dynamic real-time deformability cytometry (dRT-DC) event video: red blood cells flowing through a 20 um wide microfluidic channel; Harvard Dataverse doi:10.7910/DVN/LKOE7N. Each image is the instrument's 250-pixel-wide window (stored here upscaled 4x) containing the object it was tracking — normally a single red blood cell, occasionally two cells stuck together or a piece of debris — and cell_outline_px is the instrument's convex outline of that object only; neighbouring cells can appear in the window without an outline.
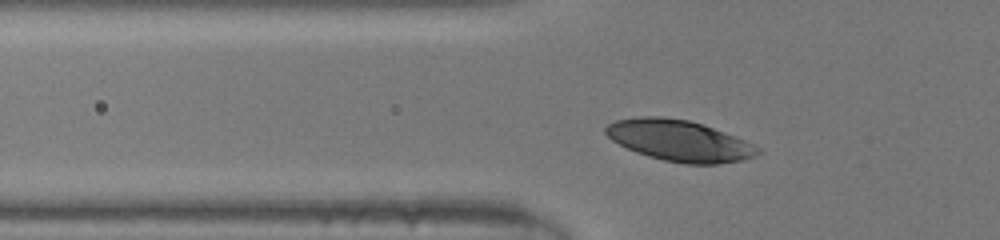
{"species": "human", "species_latin": "Homo sapiens", "temperature_condition": "room temperature", "stored_images_in_passage": 33, "camera_frame_rate_fps": 3000, "um_per_image_px": 0.085, "donor": {"sex": "male"}, "frame": {"image": 1, "passage_image": 8, "time_ms": 2.333, "image_size_px": [1000, 240], "cell_outline_px": [[764, 152], [756, 156], [740, 160], [716, 164], [684, 164], [664, 160], [648, 156], [636, 152], [612, 140], [604, 132], [604, 128], [608, 124], [616, 120], [640, 116], [664, 116], [688, 120], [704, 124], [736, 136], [760, 148]], "centroid_in_image_um": [57.76, 11.95], "position_along_channel_um": 68.0, "area_um2": 36.53}}
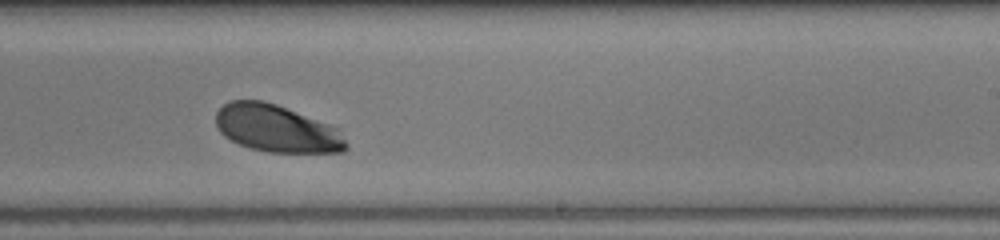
{"frame": {"image": 2, "passage_image": 22, "time_ms": 7.0, "image_size_px": [1000, 240], "cell_outline_px": [[348, 148], [344, 152], [268, 152], [252, 148], [240, 144], [224, 136], [220, 132], [216, 124], [216, 112], [224, 104], [232, 100], [264, 100], [276, 104], [340, 128], [348, 144]], "centroid_in_image_um": [23.55, 10.92], "position_along_channel_um": 265.4, "area_um2": 35.95}}
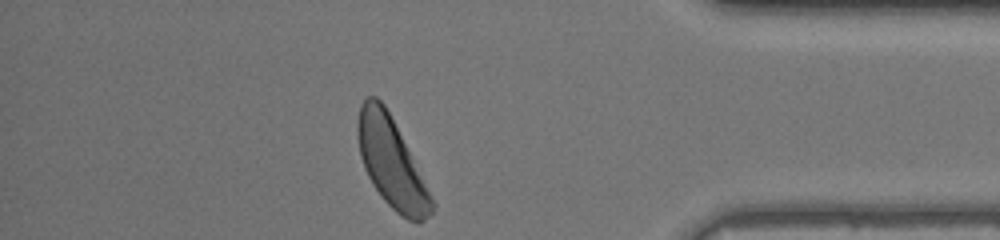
{"frame": {"image": 3, "passage_image": 33, "time_ms": 10.667, "image_size_px": [1000, 240], "cell_outline_px": [[436, 204], [432, 212], [424, 220], [416, 224], [408, 220], [396, 212], [384, 200], [372, 184], [364, 168], [360, 156], [356, 136], [356, 124], [360, 104], [368, 96], [376, 96], [384, 104]], "centroid_in_image_um": [33.24, 13.85], "position_along_channel_um": 402.0, "area_um2": 38.21}}